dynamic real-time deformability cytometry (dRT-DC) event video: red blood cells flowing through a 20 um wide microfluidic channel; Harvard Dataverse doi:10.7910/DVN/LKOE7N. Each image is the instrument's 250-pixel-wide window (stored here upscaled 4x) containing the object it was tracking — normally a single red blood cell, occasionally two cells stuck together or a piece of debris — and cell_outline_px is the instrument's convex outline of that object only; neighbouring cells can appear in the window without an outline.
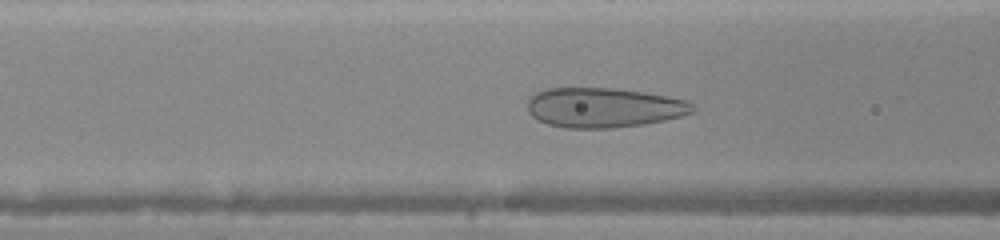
{"species": "human", "species_latin": "Homo sapiens", "temperature_condition": "warm", "stored_images_in_passage": 43, "camera_frame_rate_fps": 3000, "um_per_image_px": 0.085, "donor": {"sex": "female"}, "frame": {"image": 1, "passage_image": 16, "time_ms": 5.0, "image_size_px": [1000, 240], "cell_outline_px": [[696, 108], [692, 112], [680, 116], [664, 120], [644, 124], [612, 128], [564, 128], [548, 124], [536, 120], [528, 112], [528, 100], [536, 92], [548, 88], [612, 88], [644, 92], [684, 100], [692, 104]], "centroid_in_image_um": [51.27, 9.15], "position_along_channel_um": 115.3, "area_um2": 38.15}}
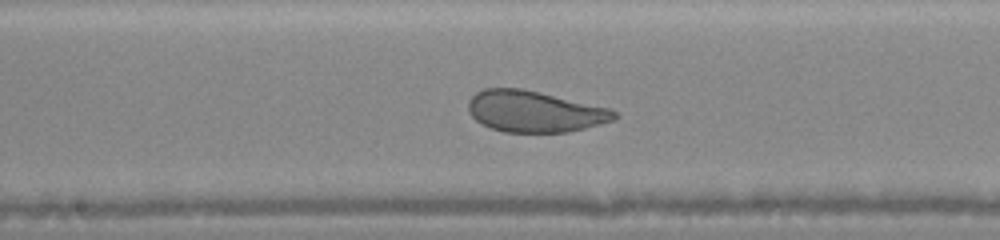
{"frame": {"image": 2, "passage_image": 22, "time_ms": 7.0, "image_size_px": [1000, 240], "cell_outline_px": [[620, 116], [612, 120], [600, 124], [568, 132], [504, 132], [492, 128], [476, 120], [472, 116], [468, 108], [468, 100], [476, 92], [484, 88], [520, 88], [540, 92], [612, 108]], "centroid_in_image_um": [45.46, 9.46], "position_along_channel_um": 202.7, "area_um2": 35.14}}
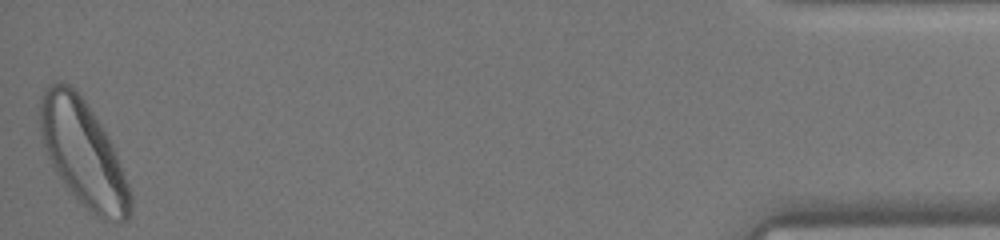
{"frame": {"image": 3, "passage_image": 43, "time_ms": 14.0, "image_size_px": [1000, 240], "cell_outline_px": [[132, 208], [128, 220], [120, 224], [112, 224], [88, 212], [64, 184], [56, 172], [48, 156], [40, 132], [40, 96], [44, 88], [48, 84], [56, 80], [60, 80], [68, 84], [84, 100], [108, 136], [112, 144], [128, 184], [132, 196]], "centroid_in_image_um": [7.09, 13.09], "position_along_channel_um": 428.1, "area_um2": 55.66}}